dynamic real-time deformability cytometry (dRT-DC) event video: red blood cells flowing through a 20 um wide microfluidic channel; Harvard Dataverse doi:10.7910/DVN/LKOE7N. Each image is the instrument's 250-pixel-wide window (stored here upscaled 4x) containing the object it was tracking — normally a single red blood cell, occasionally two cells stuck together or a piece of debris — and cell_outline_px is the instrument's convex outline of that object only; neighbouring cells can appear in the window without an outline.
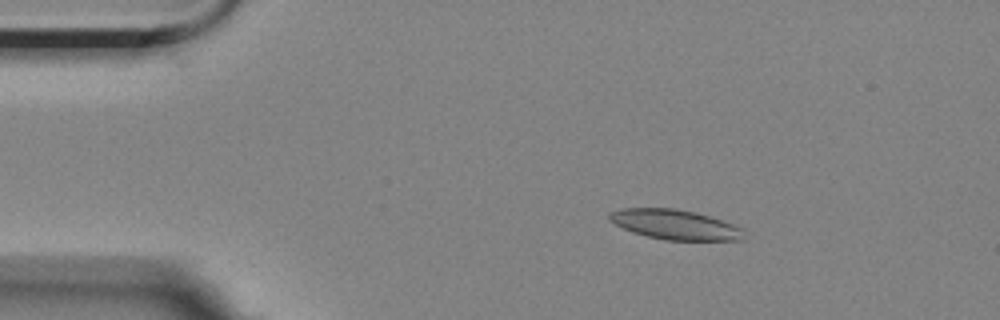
{"species": "Egyptian fruit bat (a non-hibernating species)", "species_latin": "Rousettus aegyptiacus", "temperature_condition": "room temperature", "stored_images_in_passage": 4, "camera_frame_rate_fps": 3000, "um_per_image_px": 0.085, "animal": {"sex": "female"}, "frame": {"image": 1, "passage_image": 2, "time_ms": 1.333, "image_size_px": [1000, 320], "cell_outline_px": [[744, 228], [740, 240], [664, 240], [632, 232], [608, 220], [608, 216], [612, 212], [620, 208], [676, 208], [696, 212]], "centroid_in_image_um": [57.35, 19.08], "position_along_channel_um": 27.7, "area_um2": 23.18}}